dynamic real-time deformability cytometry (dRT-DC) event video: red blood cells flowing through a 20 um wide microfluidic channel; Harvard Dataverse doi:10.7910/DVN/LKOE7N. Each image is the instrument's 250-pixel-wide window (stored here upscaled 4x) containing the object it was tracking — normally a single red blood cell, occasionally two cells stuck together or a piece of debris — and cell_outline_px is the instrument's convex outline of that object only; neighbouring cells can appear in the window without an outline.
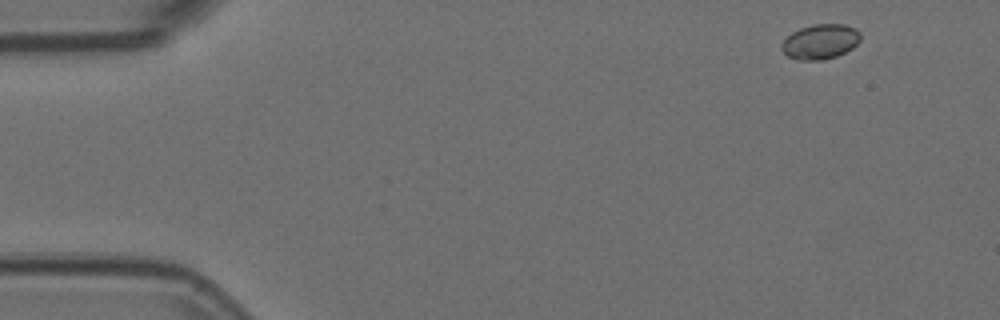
{"species": "Egyptian fruit bat (a non-hibernating species)", "species_latin": "Rousettus aegyptiacus", "temperature_condition": "room temperature", "stored_images_in_passage": 52, "camera_frame_rate_fps": 3000, "um_per_image_px": 0.085, "animal": {"sex": "female"}, "frame": {"image": 1, "passage_image": 2, "time_ms": 0.333, "image_size_px": [1000, 320], "cell_outline_px": [[860, 40], [852, 48], [836, 56], [824, 60], [796, 60], [788, 56], [780, 48], [780, 44], [792, 32], [800, 28], [812, 24], [844, 24], [856, 28], [860, 32]], "centroid_in_image_um": [69.71, 3.54], "position_along_channel_um": 15.3, "area_um2": 16.13}}
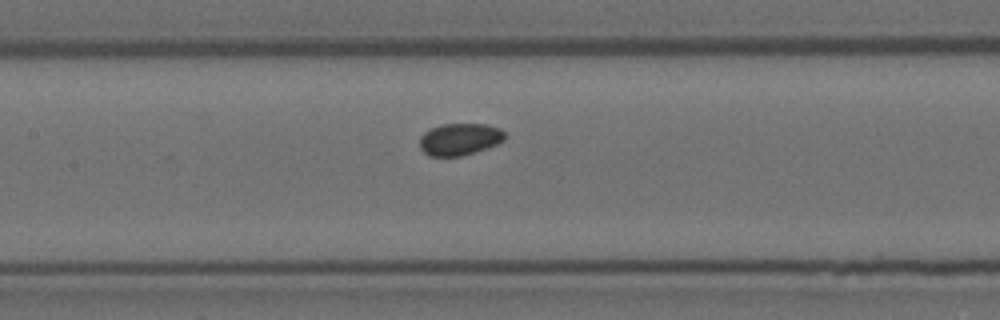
{"frame": {"image": 2, "passage_image": 23, "time_ms": 7.333, "image_size_px": [1000, 320], "cell_outline_px": [[504, 140], [488, 148], [460, 156], [428, 156], [420, 148], [420, 136], [424, 132], [440, 124], [488, 124], [500, 128], [504, 132]], "centroid_in_image_um": [39.06, 11.83], "position_along_channel_um": 168.3, "area_um2": 15.9}}
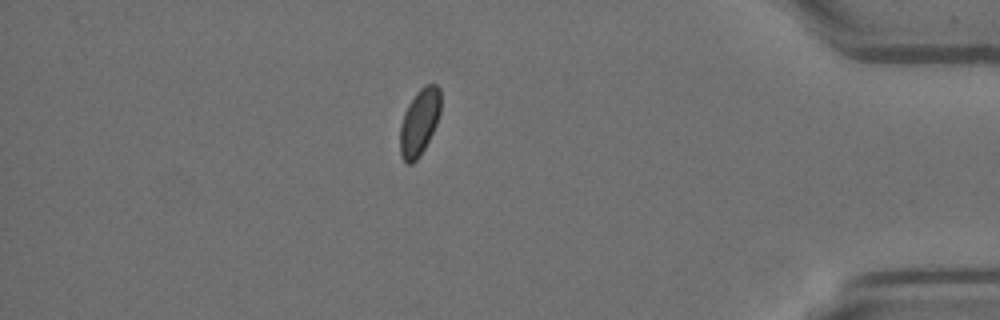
{"frame": {"image": 3, "passage_image": 45, "time_ms": 14.667, "image_size_px": [1000, 320], "cell_outline_px": [[440, 112], [436, 124], [420, 156], [412, 164], [408, 164], [400, 156], [400, 128], [404, 112], [408, 104], [416, 92], [420, 88], [428, 84], [436, 84], [440, 88]], "centroid_in_image_um": [35.64, 10.37], "position_along_channel_um": 399.6, "area_um2": 15.66}, "authors_computed_cell_mechanics": {"area_um2": 15.895, "velocity_mm_per_s": 3.7018, "shape_relaxation_time_tau1_ms": null, "shape_relaxation_time_tau2_ms": 2.921, "deformation_change_tau1": null, "deformation_change_tau2": 0.05}}